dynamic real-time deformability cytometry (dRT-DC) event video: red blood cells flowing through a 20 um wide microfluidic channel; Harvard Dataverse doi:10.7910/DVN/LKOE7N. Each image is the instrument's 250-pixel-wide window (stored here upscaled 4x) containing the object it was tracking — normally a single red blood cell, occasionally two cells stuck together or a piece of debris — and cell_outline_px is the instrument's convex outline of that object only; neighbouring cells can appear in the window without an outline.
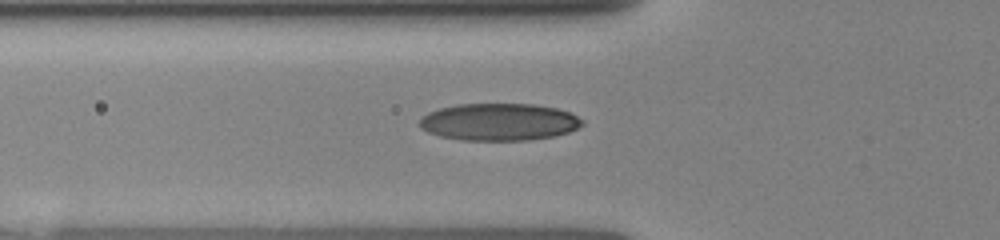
{"species": "human", "species_latin": "Homo sapiens", "temperature_condition": "room temperature", "stored_images_in_passage": 31, "camera_frame_rate_fps": 3000, "um_per_image_px": 0.085, "donor": {"sex": "female"}, "frame": {"image": 1, "passage_image": 2, "time_ms": 0.333, "image_size_px": [1000, 240], "cell_outline_px": [[584, 124], [568, 132], [552, 136], [528, 140], [460, 140], [440, 136], [428, 132], [420, 128], [420, 120], [428, 112], [440, 108], [456, 104], [532, 104], [556, 108], [568, 112], [584, 120]], "centroid_in_image_um": [42.4, 10.36], "position_along_channel_um": 83.4, "area_um2": 35.14}}
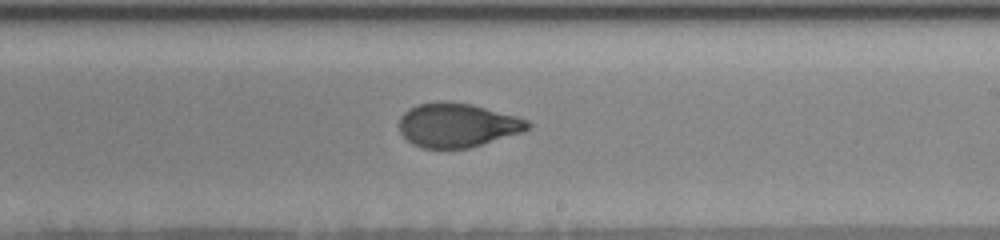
{"frame": {"image": 2, "passage_image": 13, "time_ms": 4.333, "image_size_px": [1000, 240], "cell_outline_px": [[532, 124], [524, 132], [468, 148], [420, 148], [412, 144], [400, 132], [400, 116], [408, 108], [416, 104], [440, 100], [444, 100], [472, 104], [516, 116], [528, 120]], "centroid_in_image_um": [38.86, 10.62], "position_along_channel_um": 250.1, "area_um2": 33.23}}
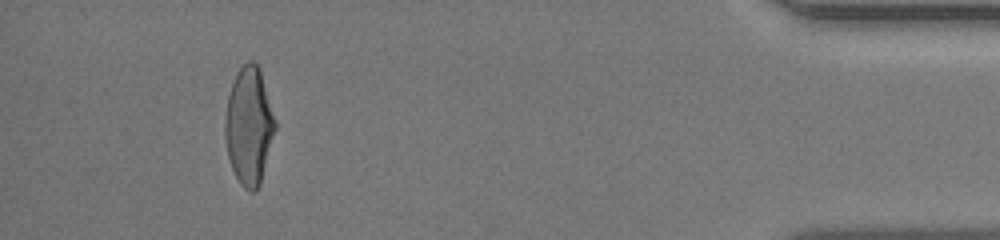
{"frame": {"image": 3, "passage_image": 29, "time_ms": 9.667, "image_size_px": [1000, 240], "cell_outline_px": [[276, 128], [260, 184], [252, 192], [244, 188], [240, 184], [232, 168], [228, 156], [224, 136], [224, 120], [228, 96], [236, 72], [248, 60], [252, 60], [260, 68], [276, 120]], "centroid_in_image_um": [21.16, 10.68], "position_along_channel_um": 414.0, "area_um2": 34.33}}